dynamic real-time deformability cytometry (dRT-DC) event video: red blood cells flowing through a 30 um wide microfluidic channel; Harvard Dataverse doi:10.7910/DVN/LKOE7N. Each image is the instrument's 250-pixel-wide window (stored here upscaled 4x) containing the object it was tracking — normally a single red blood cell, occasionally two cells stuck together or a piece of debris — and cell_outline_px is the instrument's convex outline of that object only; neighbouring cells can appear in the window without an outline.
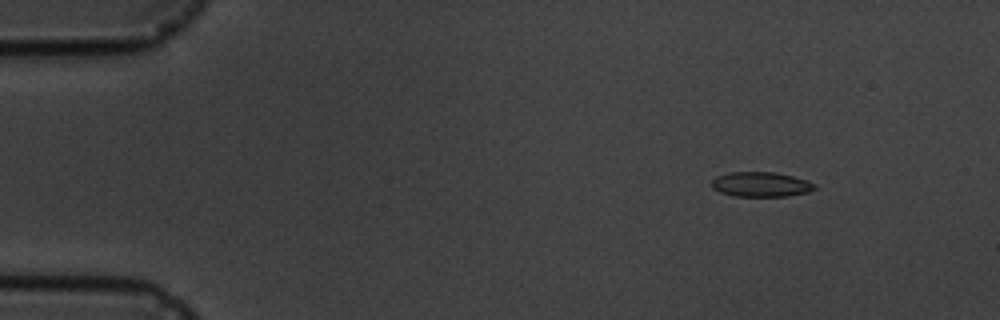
{"species": "common noctule bat (a hibernating species)", "species_latin": "Nyctalus noctula", "temperature_condition": "cold", "stored_images_in_passage": 4, "camera_frame_rate_fps": 3000, "um_per_image_px": 0.085, "animal": {"sex": "male", "body_mass_g": 19.5, "forearm_length_mm": 54.6}, "frame": {"image": 1, "passage_image": 2, "time_ms": 1.0, "image_size_px": [1000, 320], "cell_outline_px": [[816, 188], [808, 192], [788, 196], [732, 196], [720, 192], [712, 188], [712, 180], [716, 176], [728, 172], [776, 172], [792, 176], [816, 184]], "centroid_in_image_um": [64.65, 15.67], "position_along_channel_um": 20.4, "area_um2": 14.91}}